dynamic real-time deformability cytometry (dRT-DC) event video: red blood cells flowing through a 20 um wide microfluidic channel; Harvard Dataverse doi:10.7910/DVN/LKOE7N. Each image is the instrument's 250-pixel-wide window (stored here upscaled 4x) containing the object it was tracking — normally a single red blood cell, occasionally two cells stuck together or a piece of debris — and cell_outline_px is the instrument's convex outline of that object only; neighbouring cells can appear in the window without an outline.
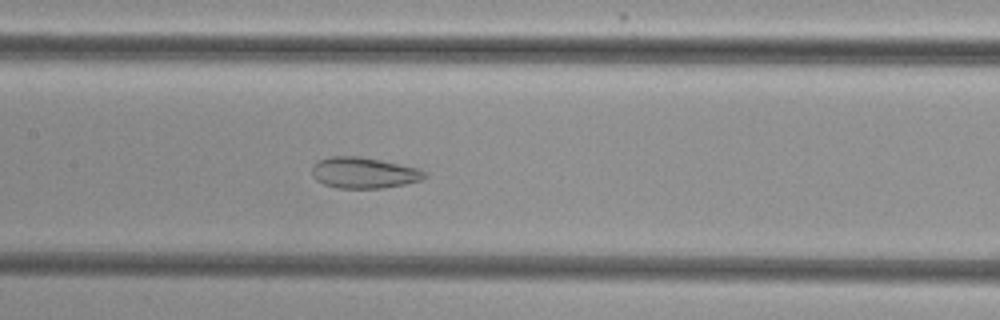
{"species": "common noctule bat (a hibernating species)", "species_latin": "Nyctalus noctula", "temperature_condition": "cold", "stored_images_in_passage": 41, "camera_frame_rate_fps": 3000, "um_per_image_px": 0.085, "animal": {"sex": "female", "body_mass_g": 29.2, "forearm_length_mm": 56.3}, "frame": {"image": 1, "passage_image": 14, "time_ms": 4.333, "image_size_px": [1000, 320], "cell_outline_px": [[428, 176], [424, 180], [404, 184], [380, 188], [340, 188], [324, 184], [316, 180], [312, 176], [312, 164], [320, 160], [332, 156], [360, 156], [420, 168], [428, 172]], "centroid_in_image_um": [30.97, 14.68], "position_along_channel_um": 176.4, "area_um2": 20.52}}
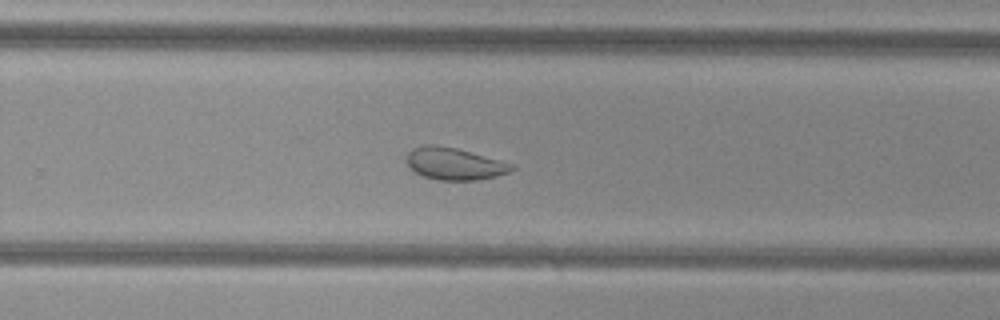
{"frame": {"image": 2, "passage_image": 23, "time_ms": 7.333, "image_size_px": [1000, 320], "cell_outline_px": [[516, 168], [508, 172], [496, 176], [476, 180], [436, 180], [424, 176], [408, 168], [408, 152], [412, 148], [424, 144], [436, 144], [456, 148], [516, 164]], "centroid_in_image_um": [38.64, 13.91], "position_along_channel_um": 291.2, "area_um2": 19.77}}
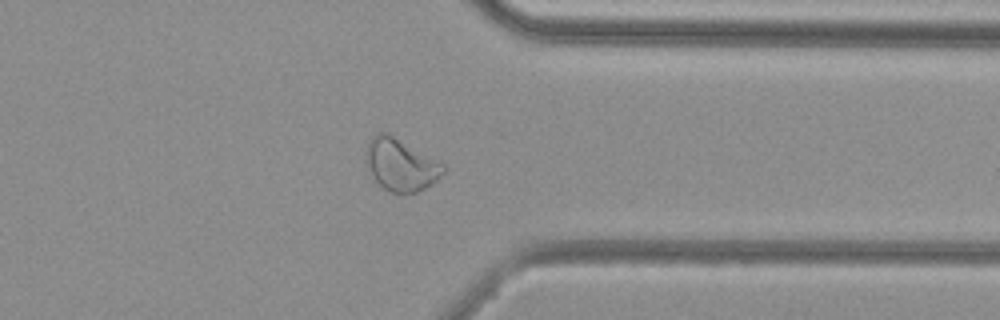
{"frame": {"image": 3, "passage_image": 30, "time_ms": 9.667, "image_size_px": [1000, 320], "cell_outline_px": [[448, 168], [432, 184], [416, 192], [392, 192], [384, 188], [368, 176], [364, 160], [364, 152], [372, 136], [376, 132], [388, 132], [444, 164]], "centroid_in_image_um": [34.0, 13.98], "position_along_channel_um": 377.4, "area_um2": 23.93}, "authors_computed_cell_mechanics": {"area_um2": 22.5998, "velocity_mm_per_s": 3.8368, "shape_relaxation_time_tau1_ms": null, "shape_relaxation_time_tau2_ms": 1.6666, "deformation_change_tau1": null, "deformation_change_tau2": 0.066}}